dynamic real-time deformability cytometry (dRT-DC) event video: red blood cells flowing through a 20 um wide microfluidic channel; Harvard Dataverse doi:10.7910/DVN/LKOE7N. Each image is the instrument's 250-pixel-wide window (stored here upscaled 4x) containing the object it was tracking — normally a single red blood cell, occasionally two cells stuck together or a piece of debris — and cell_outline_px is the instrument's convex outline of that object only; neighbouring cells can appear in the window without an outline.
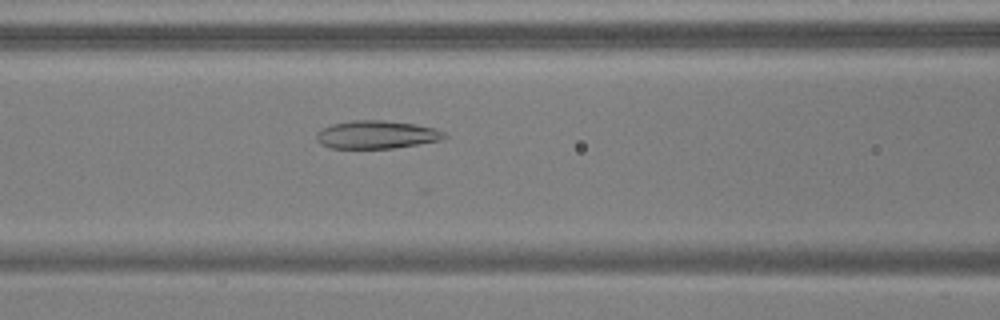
{"species": "common noctule bat (a hibernating species)", "species_latin": "Nyctalus noctula", "temperature_condition": "warm", "stored_images_in_passage": 40, "camera_frame_rate_fps": 3000, "um_per_image_px": 0.085, "animal": {"sex": "male", "body_mass_g": 17.9, "forearm_length_mm": 54.2}, "frame": {"image": 1, "passage_image": 16, "time_ms": 5.0, "image_size_px": [1000, 320], "cell_outline_px": [[448, 136], [444, 140], [392, 148], [332, 148], [320, 144], [316, 140], [316, 132], [332, 124], [352, 120], [384, 120], [416, 124], [436, 128], [444, 132]], "centroid_in_image_um": [32.04, 11.44], "position_along_channel_um": 134.6, "area_um2": 21.04}}
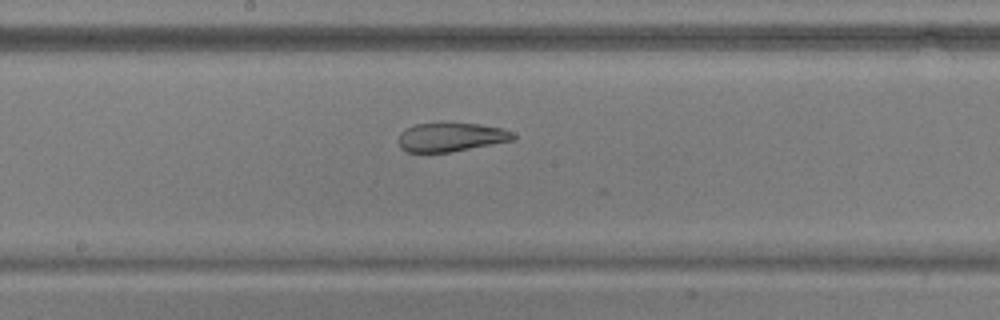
{"frame": {"image": 2, "passage_image": 22, "time_ms": 7.0, "image_size_px": [1000, 320], "cell_outline_px": [[516, 140], [448, 152], [408, 152], [400, 148], [396, 140], [400, 132], [416, 124], [444, 120], [448, 120], [480, 124], [500, 128], [512, 132], [516, 136]], "centroid_in_image_um": [38.3, 11.61], "position_along_channel_um": 209.9, "area_um2": 20.06}}
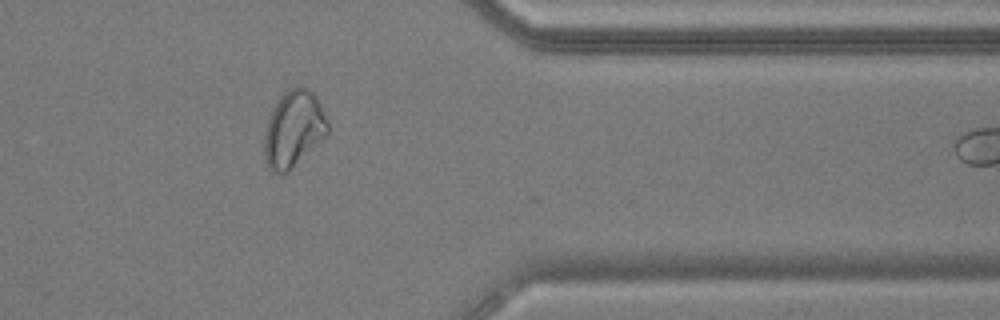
{"frame": {"image": 3, "passage_image": 37, "time_ms": 12.0, "image_size_px": [1000, 320], "cell_outline_px": [[328, 132], [288, 172], [280, 176], [272, 172], [268, 168], [264, 156], [264, 136], [268, 120], [272, 108], [280, 96], [288, 88], [300, 84], [308, 88], [316, 96], [328, 120]], "centroid_in_image_um": [24.93, 10.95], "position_along_channel_um": 386.5, "area_um2": 28.32}}